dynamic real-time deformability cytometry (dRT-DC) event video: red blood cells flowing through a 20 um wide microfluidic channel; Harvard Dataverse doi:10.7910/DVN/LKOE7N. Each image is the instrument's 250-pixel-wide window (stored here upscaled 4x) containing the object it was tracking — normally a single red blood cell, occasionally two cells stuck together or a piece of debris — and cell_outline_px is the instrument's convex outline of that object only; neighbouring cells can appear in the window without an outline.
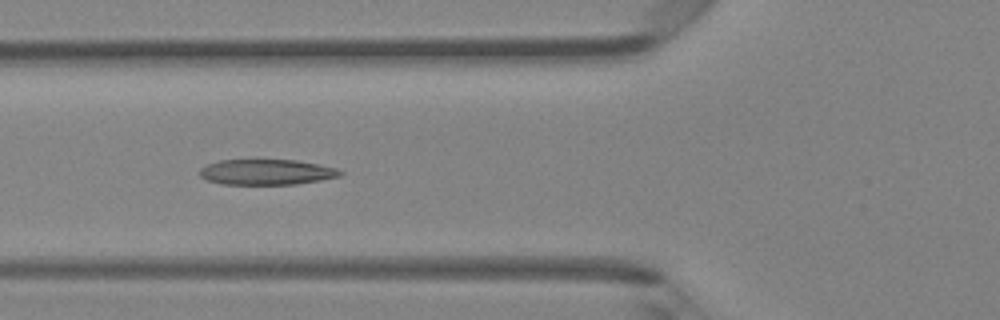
{"species": "Egyptian fruit bat (a non-hibernating species)", "species_latin": "Rousettus aegyptiacus", "temperature_condition": "room temperature", "stored_images_in_passage": 4, "camera_frame_rate_fps": 3000, "um_per_image_px": 0.085, "animal": {"sex": "female"}, "frame": {"image": 1, "passage_image": 4, "time_ms": 1.0, "image_size_px": [1000, 320], "cell_outline_px": [[344, 172], [340, 176], [320, 180], [296, 184], [224, 184], [208, 180], [200, 176], [200, 168], [208, 164], [220, 160], [296, 160], [336, 168]], "centroid_in_image_um": [22.66, 14.62], "position_along_channel_um": 103.1, "area_um2": 20.63}}